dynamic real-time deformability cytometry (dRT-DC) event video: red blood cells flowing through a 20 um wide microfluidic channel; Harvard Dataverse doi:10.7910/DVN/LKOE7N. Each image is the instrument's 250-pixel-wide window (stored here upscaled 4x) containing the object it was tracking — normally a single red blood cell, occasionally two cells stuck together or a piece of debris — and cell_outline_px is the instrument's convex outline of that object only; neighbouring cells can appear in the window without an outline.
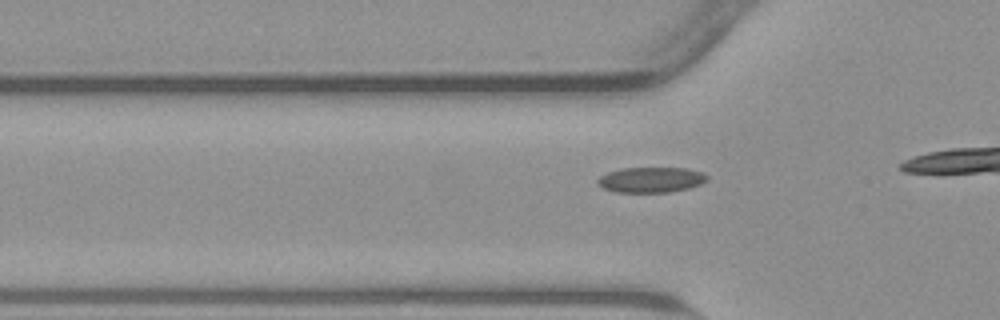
{"species": "common noctule bat (a hibernating species)", "species_latin": "Nyctalus noctula", "temperature_condition": "warm", "stored_images_in_passage": 19, "camera_frame_rate_fps": 3000, "um_per_image_px": 0.085, "animal": {"sex": "male", "body_mass_g": 23.1, "forearm_length_mm": 52.7}, "frame": {"image": 1, "passage_image": 13, "time_ms": 4.0, "image_size_px": [1000, 320], "cell_outline_px": [[708, 180], [700, 184], [688, 188], [668, 192], [616, 192], [604, 188], [596, 184], [596, 180], [600, 176], [608, 172], [620, 168], [688, 168], [704, 172], [708, 176]], "centroid_in_image_um": [55.34, 15.27], "position_along_channel_um": 70.5, "area_um2": 16.3}}
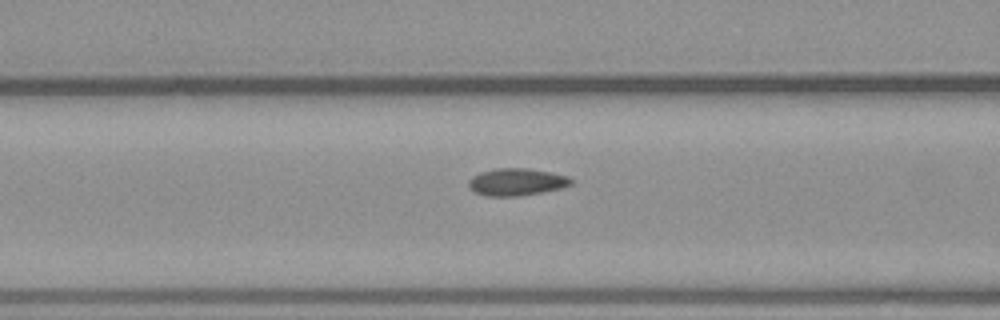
{"frame": {"image": 2, "passage_image": 17, "time_ms": 5.333, "image_size_px": [1000, 320], "cell_outline_px": [[572, 184], [560, 188], [520, 196], [484, 196], [476, 192], [468, 184], [468, 180], [472, 176], [480, 172], [496, 168], [528, 168], [552, 172], [568, 176], [572, 180]], "centroid_in_image_um": [43.9, 15.45], "position_along_channel_um": 122.7, "area_um2": 16.24}}